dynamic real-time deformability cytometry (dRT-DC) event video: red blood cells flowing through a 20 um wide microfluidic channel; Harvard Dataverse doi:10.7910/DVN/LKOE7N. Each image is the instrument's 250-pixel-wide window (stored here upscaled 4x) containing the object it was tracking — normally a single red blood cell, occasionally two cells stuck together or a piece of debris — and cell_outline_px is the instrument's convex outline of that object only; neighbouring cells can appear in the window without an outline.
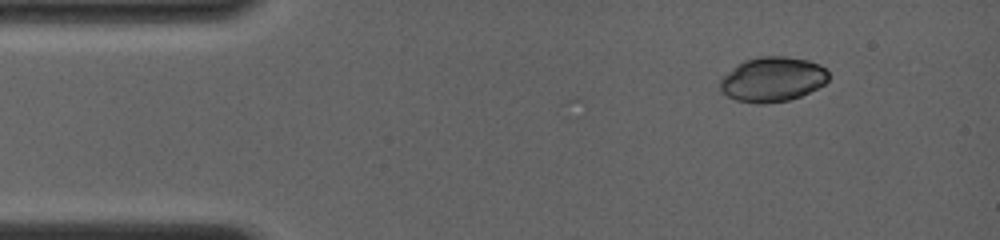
{"species": "common noctule bat (a hibernating species)", "species_latin": "Nyctalus noctula", "temperature_condition": "room temperature", "stored_images_in_passage": 19, "camera_frame_rate_fps": 4000, "um_per_image_px": 0.085, "animal": {"sex": "female", "body_mass_g": 19.0, "forearm_length_mm": 56.7}, "frame": {"image": 1, "passage_image": 1, "time_ms": 0.0, "image_size_px": [1000, 240], "cell_outline_px": [[828, 80], [824, 84], [800, 96], [788, 100], [764, 104], [756, 104], [736, 100], [720, 92], [720, 80], [732, 68], [744, 60], [760, 56], [784, 56], [808, 60], [820, 64], [828, 72]], "centroid_in_image_um": [65.65, 6.74], "position_along_channel_um": 19.4, "area_um2": 28.26}}
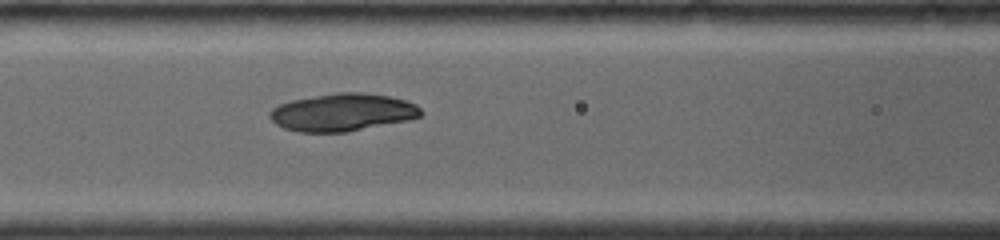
{"frame": {"image": 2, "passage_image": 13, "time_ms": 4.75, "image_size_px": [1000, 240], "cell_outline_px": [[424, 112], [420, 116], [408, 120], [348, 132], [296, 132], [284, 128], [276, 124], [268, 116], [268, 112], [272, 108], [280, 104], [292, 100], [336, 92], [360, 92], [388, 96], [408, 100], [416, 104]], "centroid_in_image_um": [29.12, 9.55], "position_along_channel_um": 137.5, "area_um2": 33.29}}
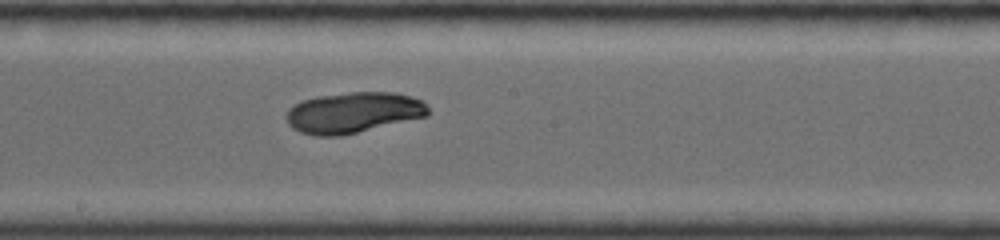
{"frame": {"image": 3, "passage_image": 18, "time_ms": 6.75, "image_size_px": [1000, 240], "cell_outline_px": [[428, 116], [340, 136], [316, 136], [300, 132], [292, 128], [288, 124], [288, 108], [304, 100], [316, 96], [348, 92], [396, 92], [420, 100], [428, 104]], "centroid_in_image_um": [30.04, 9.57], "position_along_channel_um": 218.2, "area_um2": 33.64}}